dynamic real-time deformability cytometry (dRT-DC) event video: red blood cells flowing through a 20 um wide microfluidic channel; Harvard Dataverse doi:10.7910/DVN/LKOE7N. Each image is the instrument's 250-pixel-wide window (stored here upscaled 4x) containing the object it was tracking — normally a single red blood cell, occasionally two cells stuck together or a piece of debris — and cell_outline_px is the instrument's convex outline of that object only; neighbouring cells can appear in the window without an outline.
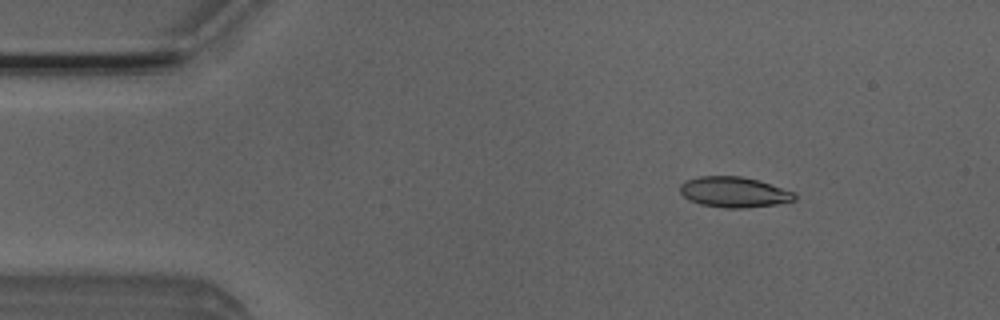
{"species": "Egyptian fruit bat (a non-hibernating species)", "species_latin": "Rousettus aegyptiacus", "temperature_condition": "room temperature", "stored_images_in_passage": 3, "camera_frame_rate_fps": 3000, "um_per_image_px": 0.085, "animal": {"sex": "male"}, "frame": {"image": 1, "passage_image": 1, "time_ms": 0.0, "image_size_px": [1000, 320], "cell_outline_px": [[796, 200], [776, 204], [744, 208], [724, 208], [700, 204], [688, 200], [680, 192], [680, 184], [688, 180], [700, 176], [740, 176], [760, 180], [792, 192], [796, 196]], "centroid_in_image_um": [62.37, 16.33], "position_along_channel_um": 22.6, "area_um2": 20.29}}